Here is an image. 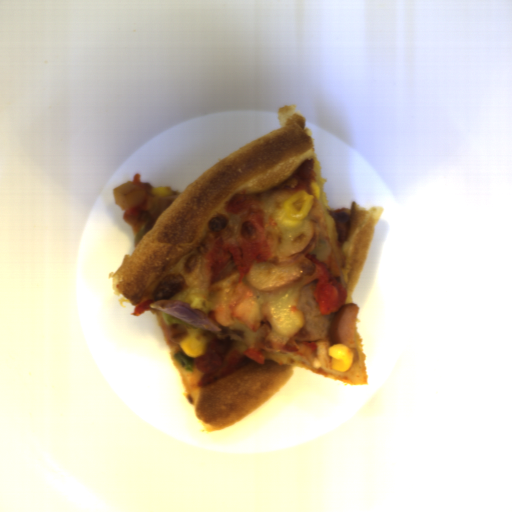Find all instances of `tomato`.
Returning a JSON list of instances; mask_svg holds the SVG:
<instances>
[{"label":"tomato","instance_id":"tomato-1","mask_svg":"<svg viewBox=\"0 0 512 512\" xmlns=\"http://www.w3.org/2000/svg\"><path fill=\"white\" fill-rule=\"evenodd\" d=\"M304 256L314 266L313 274L305 277L306 284L310 285L318 279L314 287L313 299L318 303L322 316H331L340 306L346 305L347 288L329 270L327 263L316 258L317 254L307 252Z\"/></svg>","mask_w":512,"mask_h":512},{"label":"tomato","instance_id":"tomato-2","mask_svg":"<svg viewBox=\"0 0 512 512\" xmlns=\"http://www.w3.org/2000/svg\"><path fill=\"white\" fill-rule=\"evenodd\" d=\"M249 360L263 365L265 363L264 355L258 350V348H250L247 351H242Z\"/></svg>","mask_w":512,"mask_h":512},{"label":"tomato","instance_id":"tomato-3","mask_svg":"<svg viewBox=\"0 0 512 512\" xmlns=\"http://www.w3.org/2000/svg\"><path fill=\"white\" fill-rule=\"evenodd\" d=\"M152 303H155L153 301V299L147 298V299L143 300L142 302H140L139 304L135 305L133 312H131L130 314L136 315V316H141L151 308L150 305Z\"/></svg>","mask_w":512,"mask_h":512}]
</instances>
